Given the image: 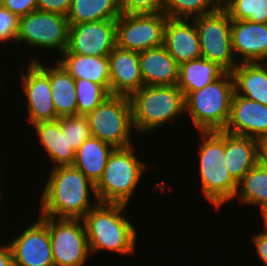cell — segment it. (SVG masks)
Masks as SVG:
<instances>
[{
  "label": "cell",
  "mask_w": 267,
  "mask_h": 266,
  "mask_svg": "<svg viewBox=\"0 0 267 266\" xmlns=\"http://www.w3.org/2000/svg\"><path fill=\"white\" fill-rule=\"evenodd\" d=\"M40 199V216L82 219L99 202L90 203V193L97 200L95 184L73 165L54 167Z\"/></svg>",
  "instance_id": "6da1fadb"
},
{
  "label": "cell",
  "mask_w": 267,
  "mask_h": 266,
  "mask_svg": "<svg viewBox=\"0 0 267 266\" xmlns=\"http://www.w3.org/2000/svg\"><path fill=\"white\" fill-rule=\"evenodd\" d=\"M127 205L98 203L82 218L91 254L109 250L122 255H133L137 230L122 214Z\"/></svg>",
  "instance_id": "7a4b0ae2"
},
{
  "label": "cell",
  "mask_w": 267,
  "mask_h": 266,
  "mask_svg": "<svg viewBox=\"0 0 267 266\" xmlns=\"http://www.w3.org/2000/svg\"><path fill=\"white\" fill-rule=\"evenodd\" d=\"M235 93L232 72H225L201 90L184 96L185 114L200 132L222 131L226 127Z\"/></svg>",
  "instance_id": "3957f363"
},
{
  "label": "cell",
  "mask_w": 267,
  "mask_h": 266,
  "mask_svg": "<svg viewBox=\"0 0 267 266\" xmlns=\"http://www.w3.org/2000/svg\"><path fill=\"white\" fill-rule=\"evenodd\" d=\"M200 133L203 139L198 147L201 190L206 200L219 209L234 199L238 183L225 166L224 130Z\"/></svg>",
  "instance_id": "277c9868"
},
{
  "label": "cell",
  "mask_w": 267,
  "mask_h": 266,
  "mask_svg": "<svg viewBox=\"0 0 267 266\" xmlns=\"http://www.w3.org/2000/svg\"><path fill=\"white\" fill-rule=\"evenodd\" d=\"M136 132L156 130L185 112L184 95L177 85L143 86L129 97Z\"/></svg>",
  "instance_id": "5b68a950"
},
{
  "label": "cell",
  "mask_w": 267,
  "mask_h": 266,
  "mask_svg": "<svg viewBox=\"0 0 267 266\" xmlns=\"http://www.w3.org/2000/svg\"><path fill=\"white\" fill-rule=\"evenodd\" d=\"M134 148L131 145L112 151L104 173L95 185L96 202L129 204L147 169L146 163L135 155Z\"/></svg>",
  "instance_id": "8992f818"
},
{
  "label": "cell",
  "mask_w": 267,
  "mask_h": 266,
  "mask_svg": "<svg viewBox=\"0 0 267 266\" xmlns=\"http://www.w3.org/2000/svg\"><path fill=\"white\" fill-rule=\"evenodd\" d=\"M86 117L92 137L99 138L114 148H124L134 144L130 138L134 127L127 96L109 95Z\"/></svg>",
  "instance_id": "52a82bcc"
},
{
  "label": "cell",
  "mask_w": 267,
  "mask_h": 266,
  "mask_svg": "<svg viewBox=\"0 0 267 266\" xmlns=\"http://www.w3.org/2000/svg\"><path fill=\"white\" fill-rule=\"evenodd\" d=\"M201 48V57L232 72L239 64L234 57L231 41V23L228 12L220 6L216 11L192 19Z\"/></svg>",
  "instance_id": "ba28073f"
},
{
  "label": "cell",
  "mask_w": 267,
  "mask_h": 266,
  "mask_svg": "<svg viewBox=\"0 0 267 266\" xmlns=\"http://www.w3.org/2000/svg\"><path fill=\"white\" fill-rule=\"evenodd\" d=\"M39 217L48 226L54 266H84L91 253L83 220Z\"/></svg>",
  "instance_id": "9c48e42d"
},
{
  "label": "cell",
  "mask_w": 267,
  "mask_h": 266,
  "mask_svg": "<svg viewBox=\"0 0 267 266\" xmlns=\"http://www.w3.org/2000/svg\"><path fill=\"white\" fill-rule=\"evenodd\" d=\"M69 26L67 16L36 10L20 17L16 43L56 49L60 56L68 48Z\"/></svg>",
  "instance_id": "30bf717a"
},
{
  "label": "cell",
  "mask_w": 267,
  "mask_h": 266,
  "mask_svg": "<svg viewBox=\"0 0 267 266\" xmlns=\"http://www.w3.org/2000/svg\"><path fill=\"white\" fill-rule=\"evenodd\" d=\"M167 15L121 14L116 19V46L142 52L163 45Z\"/></svg>",
  "instance_id": "8fae6325"
},
{
  "label": "cell",
  "mask_w": 267,
  "mask_h": 266,
  "mask_svg": "<svg viewBox=\"0 0 267 266\" xmlns=\"http://www.w3.org/2000/svg\"><path fill=\"white\" fill-rule=\"evenodd\" d=\"M38 60L35 57L32 61H28L26 73L21 74V87L27 98L25 100L29 115L27 121L31 125L37 122L55 121L59 118L52 100L50 66Z\"/></svg>",
  "instance_id": "7c38bea8"
},
{
  "label": "cell",
  "mask_w": 267,
  "mask_h": 266,
  "mask_svg": "<svg viewBox=\"0 0 267 266\" xmlns=\"http://www.w3.org/2000/svg\"><path fill=\"white\" fill-rule=\"evenodd\" d=\"M116 47V20L70 24L68 48L62 53L109 56Z\"/></svg>",
  "instance_id": "4fadbf2b"
},
{
  "label": "cell",
  "mask_w": 267,
  "mask_h": 266,
  "mask_svg": "<svg viewBox=\"0 0 267 266\" xmlns=\"http://www.w3.org/2000/svg\"><path fill=\"white\" fill-rule=\"evenodd\" d=\"M8 244L13 266H54L47 224L39 217Z\"/></svg>",
  "instance_id": "5bb4252c"
},
{
  "label": "cell",
  "mask_w": 267,
  "mask_h": 266,
  "mask_svg": "<svg viewBox=\"0 0 267 266\" xmlns=\"http://www.w3.org/2000/svg\"><path fill=\"white\" fill-rule=\"evenodd\" d=\"M224 131L256 140L267 136V106L234 93Z\"/></svg>",
  "instance_id": "9a60e30c"
},
{
  "label": "cell",
  "mask_w": 267,
  "mask_h": 266,
  "mask_svg": "<svg viewBox=\"0 0 267 266\" xmlns=\"http://www.w3.org/2000/svg\"><path fill=\"white\" fill-rule=\"evenodd\" d=\"M231 41L239 63H262L267 57V24L232 20Z\"/></svg>",
  "instance_id": "2e32d148"
},
{
  "label": "cell",
  "mask_w": 267,
  "mask_h": 266,
  "mask_svg": "<svg viewBox=\"0 0 267 266\" xmlns=\"http://www.w3.org/2000/svg\"><path fill=\"white\" fill-rule=\"evenodd\" d=\"M110 69V94L129 97L141 89L138 52L115 47L108 56Z\"/></svg>",
  "instance_id": "e0dca14e"
},
{
  "label": "cell",
  "mask_w": 267,
  "mask_h": 266,
  "mask_svg": "<svg viewBox=\"0 0 267 266\" xmlns=\"http://www.w3.org/2000/svg\"><path fill=\"white\" fill-rule=\"evenodd\" d=\"M189 21L167 18L165 23L163 45L179 65L201 58L198 33L194 21Z\"/></svg>",
  "instance_id": "ac0fdd59"
},
{
  "label": "cell",
  "mask_w": 267,
  "mask_h": 266,
  "mask_svg": "<svg viewBox=\"0 0 267 266\" xmlns=\"http://www.w3.org/2000/svg\"><path fill=\"white\" fill-rule=\"evenodd\" d=\"M144 86L177 85L179 64L164 45L138 52Z\"/></svg>",
  "instance_id": "d6986e66"
},
{
  "label": "cell",
  "mask_w": 267,
  "mask_h": 266,
  "mask_svg": "<svg viewBox=\"0 0 267 266\" xmlns=\"http://www.w3.org/2000/svg\"><path fill=\"white\" fill-rule=\"evenodd\" d=\"M224 159L231 177L239 183L258 163L257 140L224 131Z\"/></svg>",
  "instance_id": "ffe728a7"
},
{
  "label": "cell",
  "mask_w": 267,
  "mask_h": 266,
  "mask_svg": "<svg viewBox=\"0 0 267 266\" xmlns=\"http://www.w3.org/2000/svg\"><path fill=\"white\" fill-rule=\"evenodd\" d=\"M56 61L74 79H86L103 86L110 93L109 59L99 56H85L76 53H61Z\"/></svg>",
  "instance_id": "44dd1931"
},
{
  "label": "cell",
  "mask_w": 267,
  "mask_h": 266,
  "mask_svg": "<svg viewBox=\"0 0 267 266\" xmlns=\"http://www.w3.org/2000/svg\"><path fill=\"white\" fill-rule=\"evenodd\" d=\"M39 143L55 167L73 165L75 150L69 145L58 120L33 124Z\"/></svg>",
  "instance_id": "7402d4cb"
},
{
  "label": "cell",
  "mask_w": 267,
  "mask_h": 266,
  "mask_svg": "<svg viewBox=\"0 0 267 266\" xmlns=\"http://www.w3.org/2000/svg\"><path fill=\"white\" fill-rule=\"evenodd\" d=\"M232 75L237 95L267 106V67L264 63H239Z\"/></svg>",
  "instance_id": "603a6c76"
},
{
  "label": "cell",
  "mask_w": 267,
  "mask_h": 266,
  "mask_svg": "<svg viewBox=\"0 0 267 266\" xmlns=\"http://www.w3.org/2000/svg\"><path fill=\"white\" fill-rule=\"evenodd\" d=\"M114 149L99 138L86 139L75 151L73 166L96 185L101 179L109 156Z\"/></svg>",
  "instance_id": "cb8c5ba5"
},
{
  "label": "cell",
  "mask_w": 267,
  "mask_h": 266,
  "mask_svg": "<svg viewBox=\"0 0 267 266\" xmlns=\"http://www.w3.org/2000/svg\"><path fill=\"white\" fill-rule=\"evenodd\" d=\"M226 71L218 64L205 58H197L179 65L177 86L185 96L196 90H201L212 81L220 78Z\"/></svg>",
  "instance_id": "d4e9b609"
},
{
  "label": "cell",
  "mask_w": 267,
  "mask_h": 266,
  "mask_svg": "<svg viewBox=\"0 0 267 266\" xmlns=\"http://www.w3.org/2000/svg\"><path fill=\"white\" fill-rule=\"evenodd\" d=\"M55 62L50 66V86L57 116H77L75 79Z\"/></svg>",
  "instance_id": "484cf974"
},
{
  "label": "cell",
  "mask_w": 267,
  "mask_h": 266,
  "mask_svg": "<svg viewBox=\"0 0 267 266\" xmlns=\"http://www.w3.org/2000/svg\"><path fill=\"white\" fill-rule=\"evenodd\" d=\"M121 15L120 0H72L69 24L116 20Z\"/></svg>",
  "instance_id": "4316f807"
},
{
  "label": "cell",
  "mask_w": 267,
  "mask_h": 266,
  "mask_svg": "<svg viewBox=\"0 0 267 266\" xmlns=\"http://www.w3.org/2000/svg\"><path fill=\"white\" fill-rule=\"evenodd\" d=\"M240 204L254 205L262 213L267 208V168L257 163L238 183L234 199Z\"/></svg>",
  "instance_id": "83f0119b"
},
{
  "label": "cell",
  "mask_w": 267,
  "mask_h": 266,
  "mask_svg": "<svg viewBox=\"0 0 267 266\" xmlns=\"http://www.w3.org/2000/svg\"><path fill=\"white\" fill-rule=\"evenodd\" d=\"M218 0H166L164 13L172 19H193L216 11Z\"/></svg>",
  "instance_id": "f1b7e54d"
},
{
  "label": "cell",
  "mask_w": 267,
  "mask_h": 266,
  "mask_svg": "<svg viewBox=\"0 0 267 266\" xmlns=\"http://www.w3.org/2000/svg\"><path fill=\"white\" fill-rule=\"evenodd\" d=\"M221 6L232 20L267 24V0H226Z\"/></svg>",
  "instance_id": "f546056e"
},
{
  "label": "cell",
  "mask_w": 267,
  "mask_h": 266,
  "mask_svg": "<svg viewBox=\"0 0 267 266\" xmlns=\"http://www.w3.org/2000/svg\"><path fill=\"white\" fill-rule=\"evenodd\" d=\"M77 115L86 116L109 95L103 86L86 79H75Z\"/></svg>",
  "instance_id": "4dcf8cb0"
},
{
  "label": "cell",
  "mask_w": 267,
  "mask_h": 266,
  "mask_svg": "<svg viewBox=\"0 0 267 266\" xmlns=\"http://www.w3.org/2000/svg\"><path fill=\"white\" fill-rule=\"evenodd\" d=\"M63 134H66L69 145L76 151L86 139L92 137L89 121L86 116H63L57 119Z\"/></svg>",
  "instance_id": "1f68e13d"
},
{
  "label": "cell",
  "mask_w": 267,
  "mask_h": 266,
  "mask_svg": "<svg viewBox=\"0 0 267 266\" xmlns=\"http://www.w3.org/2000/svg\"><path fill=\"white\" fill-rule=\"evenodd\" d=\"M166 0H120L121 14L163 13Z\"/></svg>",
  "instance_id": "d6a6232c"
},
{
  "label": "cell",
  "mask_w": 267,
  "mask_h": 266,
  "mask_svg": "<svg viewBox=\"0 0 267 266\" xmlns=\"http://www.w3.org/2000/svg\"><path fill=\"white\" fill-rule=\"evenodd\" d=\"M19 17L5 7H0V45L3 42L16 43L19 31Z\"/></svg>",
  "instance_id": "836d02e7"
},
{
  "label": "cell",
  "mask_w": 267,
  "mask_h": 266,
  "mask_svg": "<svg viewBox=\"0 0 267 266\" xmlns=\"http://www.w3.org/2000/svg\"><path fill=\"white\" fill-rule=\"evenodd\" d=\"M3 7L20 18L37 10V0H5Z\"/></svg>",
  "instance_id": "e575fe53"
},
{
  "label": "cell",
  "mask_w": 267,
  "mask_h": 266,
  "mask_svg": "<svg viewBox=\"0 0 267 266\" xmlns=\"http://www.w3.org/2000/svg\"><path fill=\"white\" fill-rule=\"evenodd\" d=\"M72 0H37V10L67 16Z\"/></svg>",
  "instance_id": "d590c367"
},
{
  "label": "cell",
  "mask_w": 267,
  "mask_h": 266,
  "mask_svg": "<svg viewBox=\"0 0 267 266\" xmlns=\"http://www.w3.org/2000/svg\"><path fill=\"white\" fill-rule=\"evenodd\" d=\"M263 225V232L261 231L256 235L254 234L252 241L259 258L263 261L264 265L267 266V223Z\"/></svg>",
  "instance_id": "8d00e7d4"
},
{
  "label": "cell",
  "mask_w": 267,
  "mask_h": 266,
  "mask_svg": "<svg viewBox=\"0 0 267 266\" xmlns=\"http://www.w3.org/2000/svg\"><path fill=\"white\" fill-rule=\"evenodd\" d=\"M0 266H13V255L8 243L0 245Z\"/></svg>",
  "instance_id": "74e56055"
},
{
  "label": "cell",
  "mask_w": 267,
  "mask_h": 266,
  "mask_svg": "<svg viewBox=\"0 0 267 266\" xmlns=\"http://www.w3.org/2000/svg\"><path fill=\"white\" fill-rule=\"evenodd\" d=\"M258 142V163L267 168V136L257 140Z\"/></svg>",
  "instance_id": "f35d334b"
},
{
  "label": "cell",
  "mask_w": 267,
  "mask_h": 266,
  "mask_svg": "<svg viewBox=\"0 0 267 266\" xmlns=\"http://www.w3.org/2000/svg\"><path fill=\"white\" fill-rule=\"evenodd\" d=\"M263 217V223H267V208L261 213Z\"/></svg>",
  "instance_id": "ab89813d"
},
{
  "label": "cell",
  "mask_w": 267,
  "mask_h": 266,
  "mask_svg": "<svg viewBox=\"0 0 267 266\" xmlns=\"http://www.w3.org/2000/svg\"><path fill=\"white\" fill-rule=\"evenodd\" d=\"M262 63H265L264 65L267 67V57L264 59Z\"/></svg>",
  "instance_id": "60d3db41"
},
{
  "label": "cell",
  "mask_w": 267,
  "mask_h": 266,
  "mask_svg": "<svg viewBox=\"0 0 267 266\" xmlns=\"http://www.w3.org/2000/svg\"><path fill=\"white\" fill-rule=\"evenodd\" d=\"M5 0H0V7L3 6Z\"/></svg>",
  "instance_id": "b9f144b4"
},
{
  "label": "cell",
  "mask_w": 267,
  "mask_h": 266,
  "mask_svg": "<svg viewBox=\"0 0 267 266\" xmlns=\"http://www.w3.org/2000/svg\"><path fill=\"white\" fill-rule=\"evenodd\" d=\"M1 176H2V174H1V172H0V178H1ZM0 192H1V191H0ZM0 196H2L1 193H0ZM1 198H2V197H0V202L2 201Z\"/></svg>",
  "instance_id": "7bdbcfd3"
},
{
  "label": "cell",
  "mask_w": 267,
  "mask_h": 266,
  "mask_svg": "<svg viewBox=\"0 0 267 266\" xmlns=\"http://www.w3.org/2000/svg\"><path fill=\"white\" fill-rule=\"evenodd\" d=\"M219 2H220V4H222L224 1H226V0H218Z\"/></svg>",
  "instance_id": "ee69618b"
}]
</instances>
